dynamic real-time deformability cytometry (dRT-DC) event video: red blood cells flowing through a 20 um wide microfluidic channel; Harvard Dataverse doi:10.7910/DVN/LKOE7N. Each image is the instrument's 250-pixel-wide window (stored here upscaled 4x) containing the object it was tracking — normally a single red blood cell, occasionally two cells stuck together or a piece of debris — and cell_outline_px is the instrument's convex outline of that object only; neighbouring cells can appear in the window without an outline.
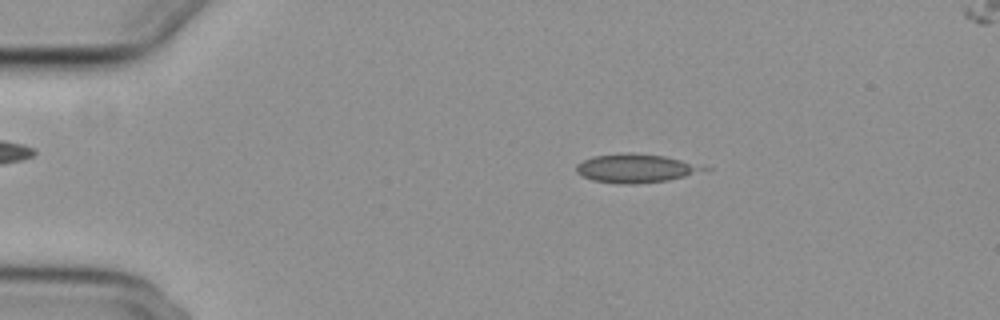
{"species": "common noctule bat (a hibernating species)", "species_latin": "Nyctalus noctula", "temperature_condition": "cold", "stored_images_in_passage": 23, "camera_frame_rate_fps": 3000, "um_per_image_px": 0.085, "animal": {"sex": "female", "body_mass_g": 29.2, "forearm_length_mm": 56.3}, "frame": {"image": 1, "passage_image": 11, "time_ms": 3.333, "image_size_px": [1000, 320], "cell_outline_px": [[712, 168], [684, 176], [668, 180], [636, 184], [616, 184], [592, 180], [576, 172], [576, 164], [592, 156], [664, 156]], "centroid_in_image_um": [54.02, 14.37], "position_along_channel_um": 31.0, "area_um2": 20.11}}